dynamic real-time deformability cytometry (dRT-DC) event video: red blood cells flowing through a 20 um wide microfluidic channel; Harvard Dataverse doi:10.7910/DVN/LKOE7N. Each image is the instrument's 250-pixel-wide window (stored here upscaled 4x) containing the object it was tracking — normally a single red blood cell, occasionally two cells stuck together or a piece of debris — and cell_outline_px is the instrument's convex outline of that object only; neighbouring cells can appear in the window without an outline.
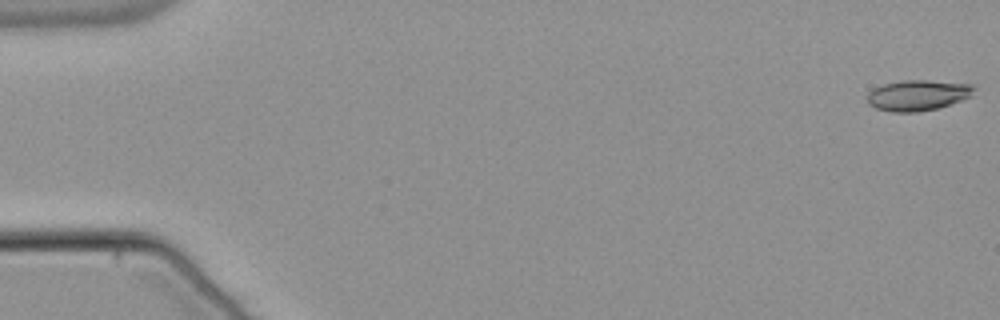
{"species": "common noctule bat (a hibernating species)", "species_latin": "Nyctalus noctula", "temperature_condition": "warm", "stored_images_in_passage": 9, "camera_frame_rate_fps": 3000, "um_per_image_px": 0.085, "animal": {"sex": "male", "body_mass_g": 21.5, "forearm_length_mm": 52.0}, "frame": {"image": 1, "passage_image": 1, "time_ms": 0.0, "image_size_px": [1000, 320], "cell_outline_px": [[976, 88], [972, 96], [936, 108], [916, 112], [892, 112], [876, 108], [868, 104], [868, 92], [872, 88], [884, 84], [900, 80], [928, 80], [972, 84]], "centroid_in_image_um": [78.0, 8.08], "position_along_channel_um": 7.0, "area_um2": 19.07}}